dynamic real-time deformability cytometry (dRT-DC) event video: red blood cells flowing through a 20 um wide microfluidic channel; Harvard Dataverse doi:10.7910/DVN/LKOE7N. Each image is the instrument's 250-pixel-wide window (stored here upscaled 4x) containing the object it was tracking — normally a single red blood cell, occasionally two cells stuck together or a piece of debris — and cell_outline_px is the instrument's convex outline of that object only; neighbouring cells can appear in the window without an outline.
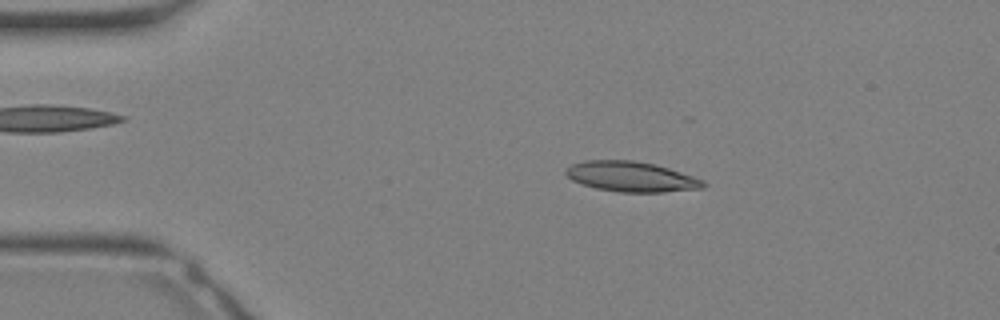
{"species": "Egyptian fruit bat (a non-hibernating species)", "species_latin": "Rousettus aegyptiacus", "temperature_condition": "warm", "stored_images_in_passage": 31, "camera_frame_rate_fps": 3000, "um_per_image_px": 0.085, "animal": {"sex": "female"}, "frame": {"image": 1, "passage_image": 5, "time_ms": 1.333, "image_size_px": [1000, 320], "cell_outline_px": [[708, 184], [704, 188], [664, 192], [620, 192], [596, 188], [572, 180], [564, 172], [564, 168], [572, 164], [584, 160], [632, 160], [656, 164], [704, 180]], "centroid_in_image_um": [53.66, 15.01], "position_along_channel_um": 31.3, "area_um2": 24.22}}
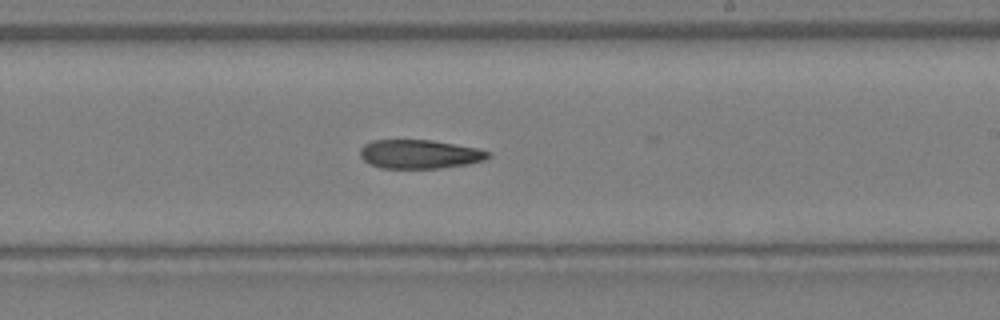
{"frame": {"image": 2, "passage_image": 18, "time_ms": 5.667, "image_size_px": [1000, 320], "cell_outline_px": [[492, 156], [484, 160], [468, 164], [440, 168], [380, 168], [368, 164], [360, 156], [360, 148], [364, 144], [372, 140], [432, 140], [476, 148], [492, 152]], "centroid_in_image_um": [35.66, 13.1], "position_along_channel_um": 253.3, "area_um2": 21.68}}
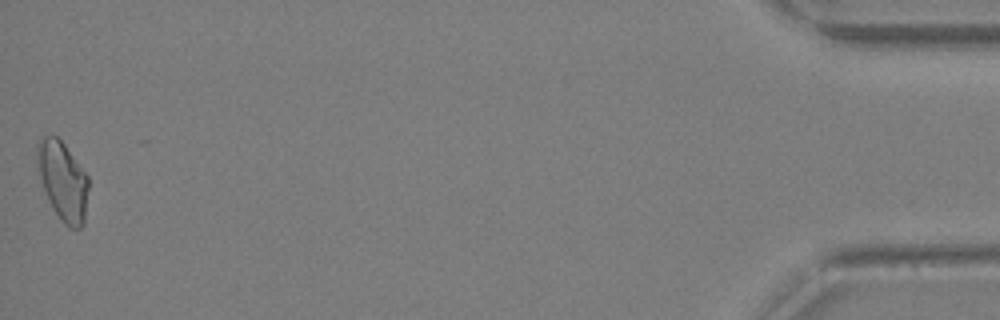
{"frame": {"image": 3, "passage_image": 31, "time_ms": 10.0, "image_size_px": [1000, 320], "cell_outline_px": [[88, 188], [84, 224], [80, 228], [68, 228], [64, 224], [52, 208], [48, 200], [40, 176], [36, 160], [36, 144], [44, 136], [56, 136], [64, 144], [88, 176]], "centroid_in_image_um": [5.33, 15.39], "position_along_channel_um": 429.9, "area_um2": 23.41}}